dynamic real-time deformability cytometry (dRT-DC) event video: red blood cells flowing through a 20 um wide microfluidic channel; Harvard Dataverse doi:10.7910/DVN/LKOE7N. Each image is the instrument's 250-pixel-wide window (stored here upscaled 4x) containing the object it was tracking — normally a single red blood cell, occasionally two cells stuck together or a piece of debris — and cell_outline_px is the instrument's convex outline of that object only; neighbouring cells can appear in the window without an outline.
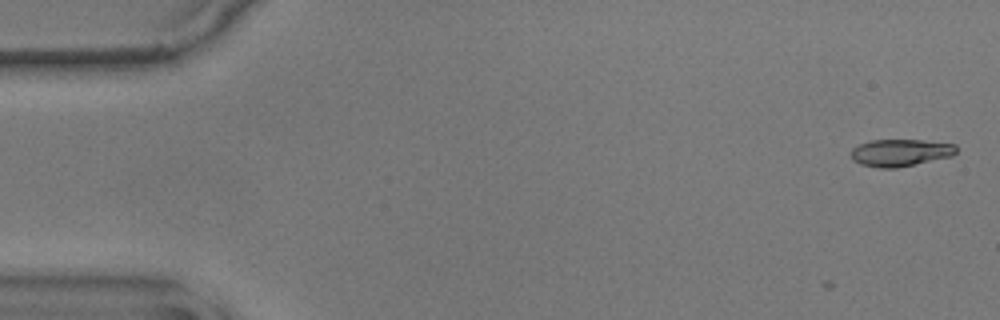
{"species": "common noctule bat (a hibernating species)", "species_latin": "Nyctalus noctula", "temperature_condition": "warm", "stored_images_in_passage": 3, "camera_frame_rate_fps": 3000, "um_per_image_px": 0.085, "animal": {"sex": "male", "body_mass_g": 17.9}, "frame": {"image": 1, "passage_image": 3, "time_ms": 0.667, "image_size_px": [1000, 320], "cell_outline_px": [[956, 152], [952, 156], [896, 168], [880, 168], [860, 164], [852, 160], [852, 148], [868, 140], [924, 140], [956, 144]], "centroid_in_image_um": [76.53, 12.97], "position_along_channel_um": 8.5, "area_um2": 16.65}}